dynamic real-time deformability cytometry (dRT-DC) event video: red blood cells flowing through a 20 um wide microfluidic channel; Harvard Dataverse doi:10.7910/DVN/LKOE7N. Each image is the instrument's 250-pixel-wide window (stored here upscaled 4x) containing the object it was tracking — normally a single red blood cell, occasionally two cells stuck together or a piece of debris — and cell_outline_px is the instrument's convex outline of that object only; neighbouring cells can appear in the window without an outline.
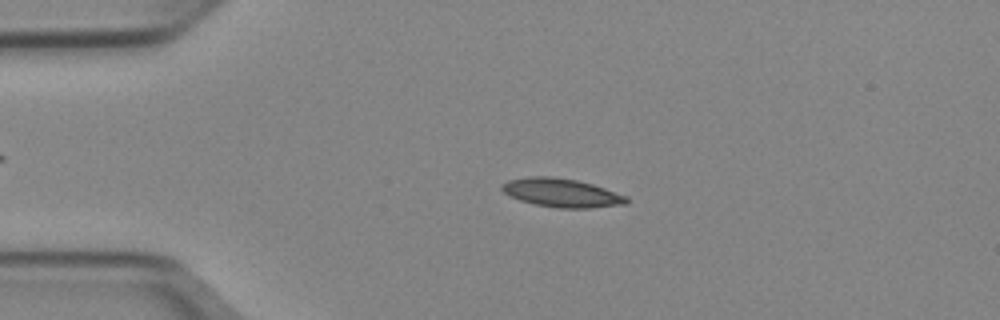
{"species": "Egyptian fruit bat (a non-hibernating species)", "species_latin": "Rousettus aegyptiacus", "temperature_condition": "cold", "stored_images_in_passage": 42, "camera_frame_rate_fps": 3000, "um_per_image_px": 0.085, "animal": {"sex": "female"}, "frame": {"image": 1, "passage_image": 2, "time_ms": 0.333, "image_size_px": [1000, 320], "cell_outline_px": [[628, 204], [592, 208], [556, 208], [536, 204], [520, 200], [504, 192], [500, 188], [500, 184], [508, 180], [528, 176], [552, 176], [576, 180], [592, 184], [628, 196]], "centroid_in_image_um": [47.75, 16.38], "position_along_channel_um": 37.3, "area_um2": 20.87}}
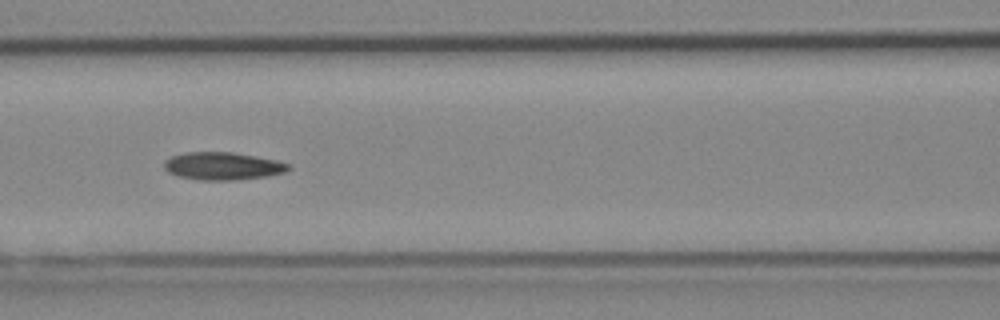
{"frame": {"image": 2, "passage_image": 13, "time_ms": 4.0, "image_size_px": [1000, 320], "cell_outline_px": [[292, 168], [284, 172], [268, 176], [236, 180], [200, 180], [180, 176], [168, 172], [164, 168], [164, 160], [172, 156], [184, 152], [232, 152], [256, 156], [276, 160], [292, 164]], "centroid_in_image_um": [18.96, 14.11], "position_along_channel_um": 147.6, "area_um2": 20.17}}
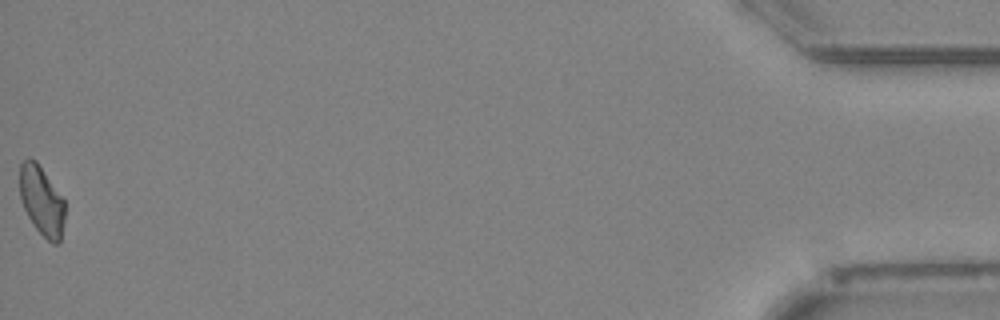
{"frame": {"image": 3, "passage_image": 42, "time_ms": 13.667, "image_size_px": [1000, 320], "cell_outline_px": [[64, 220], [60, 244], [52, 244], [36, 228], [28, 216], [24, 208], [20, 196], [20, 164], [28, 156], [36, 160], [64, 200]], "centroid_in_image_um": [3.54, 17.06], "position_along_channel_um": 431.7, "area_um2": 18.09}, "authors_computed_cell_mechanics": {"area_um2": 19.5364, "velocity_mm_per_s": 3.9567, "shape_relaxation_time_tau1_ms": null, "shape_relaxation_time_tau2_ms": 3.7878, "deformation_change_tau1": null, "deformation_change_tau2": 0.101}}